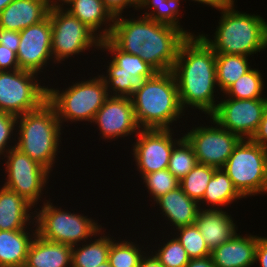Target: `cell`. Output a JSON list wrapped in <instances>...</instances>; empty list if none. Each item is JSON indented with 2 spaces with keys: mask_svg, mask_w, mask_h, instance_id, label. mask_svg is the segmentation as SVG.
<instances>
[{
  "mask_svg": "<svg viewBox=\"0 0 267 267\" xmlns=\"http://www.w3.org/2000/svg\"><path fill=\"white\" fill-rule=\"evenodd\" d=\"M139 17H115L108 38L120 50L140 56L157 72L172 71L179 47L187 36L173 26Z\"/></svg>",
  "mask_w": 267,
  "mask_h": 267,
  "instance_id": "obj_1",
  "label": "cell"
},
{
  "mask_svg": "<svg viewBox=\"0 0 267 267\" xmlns=\"http://www.w3.org/2000/svg\"><path fill=\"white\" fill-rule=\"evenodd\" d=\"M172 72L183 111L189 105L210 117L218 106L214 98L215 89H219L216 53L200 35L188 36L181 43Z\"/></svg>",
  "mask_w": 267,
  "mask_h": 267,
  "instance_id": "obj_2",
  "label": "cell"
},
{
  "mask_svg": "<svg viewBox=\"0 0 267 267\" xmlns=\"http://www.w3.org/2000/svg\"><path fill=\"white\" fill-rule=\"evenodd\" d=\"M234 3L219 9L214 39L199 34L216 54L249 56L267 48V22L255 14L235 10Z\"/></svg>",
  "mask_w": 267,
  "mask_h": 267,
  "instance_id": "obj_3",
  "label": "cell"
},
{
  "mask_svg": "<svg viewBox=\"0 0 267 267\" xmlns=\"http://www.w3.org/2000/svg\"><path fill=\"white\" fill-rule=\"evenodd\" d=\"M130 98L141 129H171L170 125L185 113L172 71L156 72Z\"/></svg>",
  "mask_w": 267,
  "mask_h": 267,
  "instance_id": "obj_4",
  "label": "cell"
},
{
  "mask_svg": "<svg viewBox=\"0 0 267 267\" xmlns=\"http://www.w3.org/2000/svg\"><path fill=\"white\" fill-rule=\"evenodd\" d=\"M17 127L16 148L52 171L62 130L55 108L46 101L39 109L17 116Z\"/></svg>",
  "mask_w": 267,
  "mask_h": 267,
  "instance_id": "obj_5",
  "label": "cell"
},
{
  "mask_svg": "<svg viewBox=\"0 0 267 267\" xmlns=\"http://www.w3.org/2000/svg\"><path fill=\"white\" fill-rule=\"evenodd\" d=\"M98 76V77H97ZM75 82L65 90L48 88L47 101L55 108L59 122L90 121L110 97L101 75Z\"/></svg>",
  "mask_w": 267,
  "mask_h": 267,
  "instance_id": "obj_6",
  "label": "cell"
},
{
  "mask_svg": "<svg viewBox=\"0 0 267 267\" xmlns=\"http://www.w3.org/2000/svg\"><path fill=\"white\" fill-rule=\"evenodd\" d=\"M267 148L241 139L222 167L243 197L267 193Z\"/></svg>",
  "mask_w": 267,
  "mask_h": 267,
  "instance_id": "obj_7",
  "label": "cell"
},
{
  "mask_svg": "<svg viewBox=\"0 0 267 267\" xmlns=\"http://www.w3.org/2000/svg\"><path fill=\"white\" fill-rule=\"evenodd\" d=\"M41 207V210H35L34 226L42 239L74 246L92 240V236H100L101 225L88 216L63 211L50 201Z\"/></svg>",
  "mask_w": 267,
  "mask_h": 267,
  "instance_id": "obj_8",
  "label": "cell"
},
{
  "mask_svg": "<svg viewBox=\"0 0 267 267\" xmlns=\"http://www.w3.org/2000/svg\"><path fill=\"white\" fill-rule=\"evenodd\" d=\"M48 16L52 28L53 63H61V61L87 51L93 46L100 50L101 39L64 7H51Z\"/></svg>",
  "mask_w": 267,
  "mask_h": 267,
  "instance_id": "obj_9",
  "label": "cell"
},
{
  "mask_svg": "<svg viewBox=\"0 0 267 267\" xmlns=\"http://www.w3.org/2000/svg\"><path fill=\"white\" fill-rule=\"evenodd\" d=\"M38 74L26 70L0 71V111L23 115L39 109L48 98V86H41Z\"/></svg>",
  "mask_w": 267,
  "mask_h": 267,
  "instance_id": "obj_10",
  "label": "cell"
},
{
  "mask_svg": "<svg viewBox=\"0 0 267 267\" xmlns=\"http://www.w3.org/2000/svg\"><path fill=\"white\" fill-rule=\"evenodd\" d=\"M4 158H7L4 164L7 178L3 186L17 192L33 206L37 205L51 172L16 147Z\"/></svg>",
  "mask_w": 267,
  "mask_h": 267,
  "instance_id": "obj_11",
  "label": "cell"
},
{
  "mask_svg": "<svg viewBox=\"0 0 267 267\" xmlns=\"http://www.w3.org/2000/svg\"><path fill=\"white\" fill-rule=\"evenodd\" d=\"M210 120L214 127H193L183 136L192 145L199 164L219 169L225 165L241 138L222 128L211 116Z\"/></svg>",
  "mask_w": 267,
  "mask_h": 267,
  "instance_id": "obj_12",
  "label": "cell"
},
{
  "mask_svg": "<svg viewBox=\"0 0 267 267\" xmlns=\"http://www.w3.org/2000/svg\"><path fill=\"white\" fill-rule=\"evenodd\" d=\"M211 117L224 129L241 139H251L263 118L267 98L234 99L218 101Z\"/></svg>",
  "mask_w": 267,
  "mask_h": 267,
  "instance_id": "obj_13",
  "label": "cell"
},
{
  "mask_svg": "<svg viewBox=\"0 0 267 267\" xmlns=\"http://www.w3.org/2000/svg\"><path fill=\"white\" fill-rule=\"evenodd\" d=\"M172 131L173 129H141L136 135L132 150L141 178L168 168L173 147L183 138L173 139Z\"/></svg>",
  "mask_w": 267,
  "mask_h": 267,
  "instance_id": "obj_14",
  "label": "cell"
},
{
  "mask_svg": "<svg viewBox=\"0 0 267 267\" xmlns=\"http://www.w3.org/2000/svg\"><path fill=\"white\" fill-rule=\"evenodd\" d=\"M19 33L20 43L17 50L19 68L40 74V72H43V68L47 66L46 64L54 61L51 51L52 28L50 17L48 16L40 23L31 25Z\"/></svg>",
  "mask_w": 267,
  "mask_h": 267,
  "instance_id": "obj_15",
  "label": "cell"
},
{
  "mask_svg": "<svg viewBox=\"0 0 267 267\" xmlns=\"http://www.w3.org/2000/svg\"><path fill=\"white\" fill-rule=\"evenodd\" d=\"M98 126L103 139H116L138 134L141 130L135 118L129 97L110 96L97 111L92 121Z\"/></svg>",
  "mask_w": 267,
  "mask_h": 267,
  "instance_id": "obj_16",
  "label": "cell"
},
{
  "mask_svg": "<svg viewBox=\"0 0 267 267\" xmlns=\"http://www.w3.org/2000/svg\"><path fill=\"white\" fill-rule=\"evenodd\" d=\"M259 236L237 232L225 243L211 251L216 267H250L254 265Z\"/></svg>",
  "mask_w": 267,
  "mask_h": 267,
  "instance_id": "obj_17",
  "label": "cell"
},
{
  "mask_svg": "<svg viewBox=\"0 0 267 267\" xmlns=\"http://www.w3.org/2000/svg\"><path fill=\"white\" fill-rule=\"evenodd\" d=\"M50 8L47 0H13L0 12V28L20 32L47 18Z\"/></svg>",
  "mask_w": 267,
  "mask_h": 267,
  "instance_id": "obj_18",
  "label": "cell"
},
{
  "mask_svg": "<svg viewBox=\"0 0 267 267\" xmlns=\"http://www.w3.org/2000/svg\"><path fill=\"white\" fill-rule=\"evenodd\" d=\"M204 206L205 204L200 208L195 224L209 250L212 251L227 242L237 232V226L226 211L221 208L208 209Z\"/></svg>",
  "mask_w": 267,
  "mask_h": 267,
  "instance_id": "obj_19",
  "label": "cell"
},
{
  "mask_svg": "<svg viewBox=\"0 0 267 267\" xmlns=\"http://www.w3.org/2000/svg\"><path fill=\"white\" fill-rule=\"evenodd\" d=\"M32 207L17 192L5 186L0 187V231L22 230L27 229L30 223L33 225L35 211L31 210Z\"/></svg>",
  "mask_w": 267,
  "mask_h": 267,
  "instance_id": "obj_20",
  "label": "cell"
},
{
  "mask_svg": "<svg viewBox=\"0 0 267 267\" xmlns=\"http://www.w3.org/2000/svg\"><path fill=\"white\" fill-rule=\"evenodd\" d=\"M64 5H66V7H70H65L64 9L66 11H68L72 16L78 18L101 40L107 39L110 36L113 27L114 17L106 9L102 0H69ZM103 24L108 25L103 28Z\"/></svg>",
  "mask_w": 267,
  "mask_h": 267,
  "instance_id": "obj_21",
  "label": "cell"
},
{
  "mask_svg": "<svg viewBox=\"0 0 267 267\" xmlns=\"http://www.w3.org/2000/svg\"><path fill=\"white\" fill-rule=\"evenodd\" d=\"M72 246L42 239L32 240L24 267H71Z\"/></svg>",
  "mask_w": 267,
  "mask_h": 267,
  "instance_id": "obj_22",
  "label": "cell"
},
{
  "mask_svg": "<svg viewBox=\"0 0 267 267\" xmlns=\"http://www.w3.org/2000/svg\"><path fill=\"white\" fill-rule=\"evenodd\" d=\"M155 202L160 206L161 213L171 222L170 226L175 225L173 228L194 224L201 208L199 203L189 198L180 187L162 195Z\"/></svg>",
  "mask_w": 267,
  "mask_h": 267,
  "instance_id": "obj_23",
  "label": "cell"
},
{
  "mask_svg": "<svg viewBox=\"0 0 267 267\" xmlns=\"http://www.w3.org/2000/svg\"><path fill=\"white\" fill-rule=\"evenodd\" d=\"M0 231V267H24L37 229Z\"/></svg>",
  "mask_w": 267,
  "mask_h": 267,
  "instance_id": "obj_24",
  "label": "cell"
},
{
  "mask_svg": "<svg viewBox=\"0 0 267 267\" xmlns=\"http://www.w3.org/2000/svg\"><path fill=\"white\" fill-rule=\"evenodd\" d=\"M100 50L111 53L112 59L106 66L107 73H126L131 75L153 76L157 71L140 56L120 50L109 38L101 40Z\"/></svg>",
  "mask_w": 267,
  "mask_h": 267,
  "instance_id": "obj_25",
  "label": "cell"
},
{
  "mask_svg": "<svg viewBox=\"0 0 267 267\" xmlns=\"http://www.w3.org/2000/svg\"><path fill=\"white\" fill-rule=\"evenodd\" d=\"M241 198L243 197L235 189L232 180L222 168H219L215 170L210 179L203 199L199 202V206H202V204L205 203L210 209H218V207L220 209V206L221 209H223V206L227 207V205L240 200Z\"/></svg>",
  "mask_w": 267,
  "mask_h": 267,
  "instance_id": "obj_26",
  "label": "cell"
},
{
  "mask_svg": "<svg viewBox=\"0 0 267 267\" xmlns=\"http://www.w3.org/2000/svg\"><path fill=\"white\" fill-rule=\"evenodd\" d=\"M90 242L72 246L71 267H96L108 261L112 237L102 234ZM103 235V236H102ZM79 246V247H78ZM82 246V247H80Z\"/></svg>",
  "mask_w": 267,
  "mask_h": 267,
  "instance_id": "obj_27",
  "label": "cell"
},
{
  "mask_svg": "<svg viewBox=\"0 0 267 267\" xmlns=\"http://www.w3.org/2000/svg\"><path fill=\"white\" fill-rule=\"evenodd\" d=\"M247 56L216 54V82L222 93L251 69Z\"/></svg>",
  "mask_w": 267,
  "mask_h": 267,
  "instance_id": "obj_28",
  "label": "cell"
},
{
  "mask_svg": "<svg viewBox=\"0 0 267 267\" xmlns=\"http://www.w3.org/2000/svg\"><path fill=\"white\" fill-rule=\"evenodd\" d=\"M153 9L152 11L145 12L143 17H147L158 23L173 26L180 29L187 37L193 36L194 33H190L184 30L179 22L180 13V0H140L138 9Z\"/></svg>",
  "mask_w": 267,
  "mask_h": 267,
  "instance_id": "obj_29",
  "label": "cell"
},
{
  "mask_svg": "<svg viewBox=\"0 0 267 267\" xmlns=\"http://www.w3.org/2000/svg\"><path fill=\"white\" fill-rule=\"evenodd\" d=\"M260 70L250 69L243 74L236 82L230 85L223 93L225 98L234 99H258L266 98L262 92L264 90V82ZM263 96V97H262Z\"/></svg>",
  "mask_w": 267,
  "mask_h": 267,
  "instance_id": "obj_30",
  "label": "cell"
},
{
  "mask_svg": "<svg viewBox=\"0 0 267 267\" xmlns=\"http://www.w3.org/2000/svg\"><path fill=\"white\" fill-rule=\"evenodd\" d=\"M216 169L213 166L198 163L180 180L179 187L189 198L199 203Z\"/></svg>",
  "mask_w": 267,
  "mask_h": 267,
  "instance_id": "obj_31",
  "label": "cell"
},
{
  "mask_svg": "<svg viewBox=\"0 0 267 267\" xmlns=\"http://www.w3.org/2000/svg\"><path fill=\"white\" fill-rule=\"evenodd\" d=\"M101 77L106 83L107 91L110 96L130 98L132 94L140 90L144 86L147 79L152 76H134L126 73H108L107 76L103 74Z\"/></svg>",
  "mask_w": 267,
  "mask_h": 267,
  "instance_id": "obj_32",
  "label": "cell"
},
{
  "mask_svg": "<svg viewBox=\"0 0 267 267\" xmlns=\"http://www.w3.org/2000/svg\"><path fill=\"white\" fill-rule=\"evenodd\" d=\"M198 164L192 145L183 138L173 147L168 171L179 181L184 178Z\"/></svg>",
  "mask_w": 267,
  "mask_h": 267,
  "instance_id": "obj_33",
  "label": "cell"
},
{
  "mask_svg": "<svg viewBox=\"0 0 267 267\" xmlns=\"http://www.w3.org/2000/svg\"><path fill=\"white\" fill-rule=\"evenodd\" d=\"M134 242L112 240L109 258L111 267H139L140 260L145 254Z\"/></svg>",
  "mask_w": 267,
  "mask_h": 267,
  "instance_id": "obj_34",
  "label": "cell"
},
{
  "mask_svg": "<svg viewBox=\"0 0 267 267\" xmlns=\"http://www.w3.org/2000/svg\"><path fill=\"white\" fill-rule=\"evenodd\" d=\"M174 230L178 231L175 238L181 243L190 259L210 256L211 251L195 223Z\"/></svg>",
  "mask_w": 267,
  "mask_h": 267,
  "instance_id": "obj_35",
  "label": "cell"
},
{
  "mask_svg": "<svg viewBox=\"0 0 267 267\" xmlns=\"http://www.w3.org/2000/svg\"><path fill=\"white\" fill-rule=\"evenodd\" d=\"M142 179L148 189L147 192L153 197L154 203L162 195L178 188L180 183L167 168L146 174Z\"/></svg>",
  "mask_w": 267,
  "mask_h": 267,
  "instance_id": "obj_36",
  "label": "cell"
},
{
  "mask_svg": "<svg viewBox=\"0 0 267 267\" xmlns=\"http://www.w3.org/2000/svg\"><path fill=\"white\" fill-rule=\"evenodd\" d=\"M163 244L157 251H153L164 267H185L189 263L190 258L186 250L176 238L173 237Z\"/></svg>",
  "mask_w": 267,
  "mask_h": 267,
  "instance_id": "obj_37",
  "label": "cell"
},
{
  "mask_svg": "<svg viewBox=\"0 0 267 267\" xmlns=\"http://www.w3.org/2000/svg\"><path fill=\"white\" fill-rule=\"evenodd\" d=\"M15 127H17V116L0 111V157H2L1 155L5 156L11 148L16 147V143L14 146L10 144L8 146L14 130H17Z\"/></svg>",
  "mask_w": 267,
  "mask_h": 267,
  "instance_id": "obj_38",
  "label": "cell"
},
{
  "mask_svg": "<svg viewBox=\"0 0 267 267\" xmlns=\"http://www.w3.org/2000/svg\"><path fill=\"white\" fill-rule=\"evenodd\" d=\"M17 53L0 44V71L18 70Z\"/></svg>",
  "mask_w": 267,
  "mask_h": 267,
  "instance_id": "obj_39",
  "label": "cell"
},
{
  "mask_svg": "<svg viewBox=\"0 0 267 267\" xmlns=\"http://www.w3.org/2000/svg\"><path fill=\"white\" fill-rule=\"evenodd\" d=\"M106 9L111 13L115 18L121 16L124 12L123 10L129 7H134L135 10H138V4L140 0H102ZM137 8V9H136Z\"/></svg>",
  "mask_w": 267,
  "mask_h": 267,
  "instance_id": "obj_40",
  "label": "cell"
},
{
  "mask_svg": "<svg viewBox=\"0 0 267 267\" xmlns=\"http://www.w3.org/2000/svg\"><path fill=\"white\" fill-rule=\"evenodd\" d=\"M20 43V33L18 31H12L0 28V44L4 47L10 48L17 53Z\"/></svg>",
  "mask_w": 267,
  "mask_h": 267,
  "instance_id": "obj_41",
  "label": "cell"
},
{
  "mask_svg": "<svg viewBox=\"0 0 267 267\" xmlns=\"http://www.w3.org/2000/svg\"><path fill=\"white\" fill-rule=\"evenodd\" d=\"M251 140L260 146L267 148V106L258 129L252 136Z\"/></svg>",
  "mask_w": 267,
  "mask_h": 267,
  "instance_id": "obj_42",
  "label": "cell"
},
{
  "mask_svg": "<svg viewBox=\"0 0 267 267\" xmlns=\"http://www.w3.org/2000/svg\"><path fill=\"white\" fill-rule=\"evenodd\" d=\"M260 263L261 267H267V237L260 236L256 247L255 262Z\"/></svg>",
  "mask_w": 267,
  "mask_h": 267,
  "instance_id": "obj_43",
  "label": "cell"
},
{
  "mask_svg": "<svg viewBox=\"0 0 267 267\" xmlns=\"http://www.w3.org/2000/svg\"><path fill=\"white\" fill-rule=\"evenodd\" d=\"M185 267H216L211 256L190 259Z\"/></svg>",
  "mask_w": 267,
  "mask_h": 267,
  "instance_id": "obj_44",
  "label": "cell"
},
{
  "mask_svg": "<svg viewBox=\"0 0 267 267\" xmlns=\"http://www.w3.org/2000/svg\"><path fill=\"white\" fill-rule=\"evenodd\" d=\"M151 254L148 255L147 253H145L139 263V267H164L158 260L157 258L154 256L153 251H151Z\"/></svg>",
  "mask_w": 267,
  "mask_h": 267,
  "instance_id": "obj_45",
  "label": "cell"
},
{
  "mask_svg": "<svg viewBox=\"0 0 267 267\" xmlns=\"http://www.w3.org/2000/svg\"><path fill=\"white\" fill-rule=\"evenodd\" d=\"M194 2H198L201 4L209 5L215 9H221L222 7H226L234 3L235 0H191Z\"/></svg>",
  "mask_w": 267,
  "mask_h": 267,
  "instance_id": "obj_46",
  "label": "cell"
},
{
  "mask_svg": "<svg viewBox=\"0 0 267 267\" xmlns=\"http://www.w3.org/2000/svg\"><path fill=\"white\" fill-rule=\"evenodd\" d=\"M48 1V3L50 4V6L51 7H58V6H63V7H65L64 6V4L66 3V2H68L69 0H47ZM59 1V2H58ZM60 3V4H59ZM62 3V4H61Z\"/></svg>",
  "mask_w": 267,
  "mask_h": 267,
  "instance_id": "obj_47",
  "label": "cell"
},
{
  "mask_svg": "<svg viewBox=\"0 0 267 267\" xmlns=\"http://www.w3.org/2000/svg\"><path fill=\"white\" fill-rule=\"evenodd\" d=\"M13 0H0V12Z\"/></svg>",
  "mask_w": 267,
  "mask_h": 267,
  "instance_id": "obj_48",
  "label": "cell"
},
{
  "mask_svg": "<svg viewBox=\"0 0 267 267\" xmlns=\"http://www.w3.org/2000/svg\"><path fill=\"white\" fill-rule=\"evenodd\" d=\"M96 267H111V265H110V262L107 261V262L102 263V264H100V265H98V266H96Z\"/></svg>",
  "mask_w": 267,
  "mask_h": 267,
  "instance_id": "obj_49",
  "label": "cell"
}]
</instances>
